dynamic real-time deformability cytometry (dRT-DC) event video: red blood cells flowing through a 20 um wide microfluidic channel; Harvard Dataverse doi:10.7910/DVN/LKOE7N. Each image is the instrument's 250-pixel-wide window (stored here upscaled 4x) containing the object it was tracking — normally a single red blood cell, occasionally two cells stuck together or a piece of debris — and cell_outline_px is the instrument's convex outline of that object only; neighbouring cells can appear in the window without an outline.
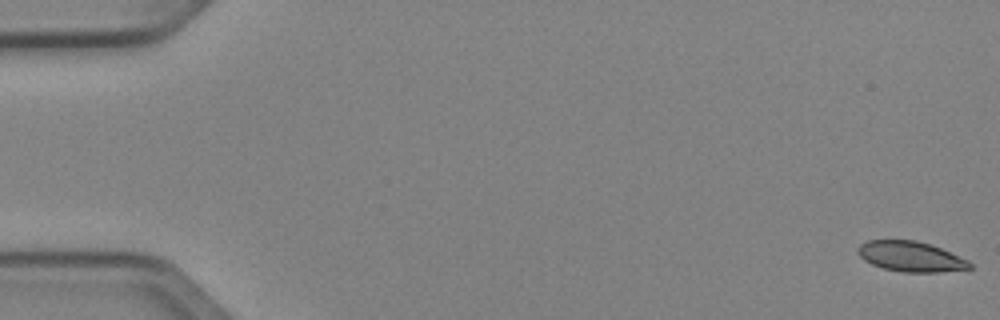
{"species": "Egyptian fruit bat (a non-hibernating species)", "species_latin": "Rousettus aegyptiacus", "temperature_condition": "cold", "stored_images_in_passage": 52, "camera_frame_rate_fps": 3000, "um_per_image_px": 0.085, "animal": {"sex": "female"}, "frame": {"image": 1, "passage_image": 1, "time_ms": 0.0, "image_size_px": [1000, 320], "cell_outline_px": [[972, 268], [936, 272], [904, 272], [884, 268], [872, 264], [864, 260], [856, 252], [856, 248], [860, 244], [868, 240], [916, 240], [940, 248], [968, 260], [972, 264]], "centroid_in_image_um": [77.37, 21.8], "position_along_channel_um": 7.6, "area_um2": 19.54}}
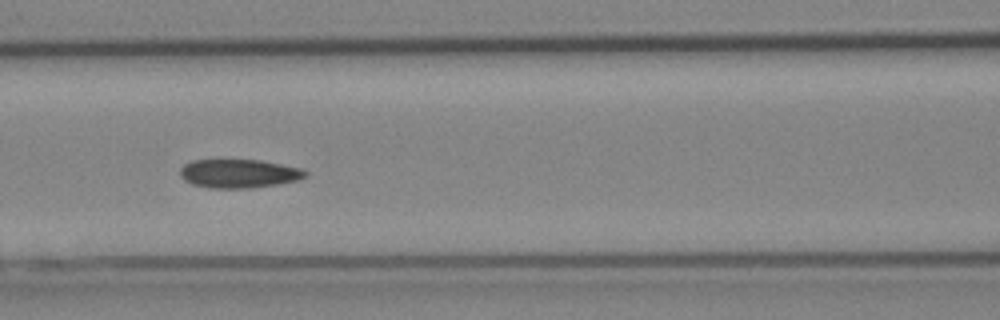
{"frame": {"image": 2, "passage_image": 23, "time_ms": 7.333, "image_size_px": [1000, 320], "cell_outline_px": [[308, 176], [296, 180], [280, 184], [252, 188], [208, 188], [192, 184], [184, 180], [180, 176], [180, 168], [184, 164], [192, 160], [260, 160], [304, 168], [308, 172]], "centroid_in_image_um": [20.33, 14.75], "position_along_channel_um": 146.3, "area_um2": 21.21}}
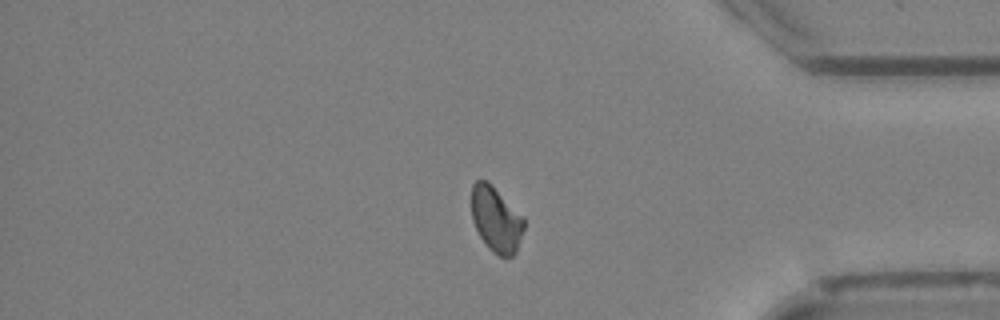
{"frame": {"image": 3, "passage_image": 43, "time_ms": 14.0, "image_size_px": [1000, 320], "cell_outline_px": [[524, 228], [516, 252], [512, 256], [500, 256], [492, 252], [488, 248], [480, 236], [472, 220], [472, 184], [476, 180], [484, 180], [524, 216]], "centroid_in_image_um": [42.17, 18.68], "position_along_channel_um": 393.0, "area_um2": 19.59}, "authors_computed_cell_mechanics": {"area_um2": 20.519, "velocity_mm_per_s": 4.0348, "shape_relaxation_time_tau1_ms": null, "shape_relaxation_time_tau2_ms": 4.9011, "deformation_change_tau1": null, "deformation_change_tau2": 0.0709}}